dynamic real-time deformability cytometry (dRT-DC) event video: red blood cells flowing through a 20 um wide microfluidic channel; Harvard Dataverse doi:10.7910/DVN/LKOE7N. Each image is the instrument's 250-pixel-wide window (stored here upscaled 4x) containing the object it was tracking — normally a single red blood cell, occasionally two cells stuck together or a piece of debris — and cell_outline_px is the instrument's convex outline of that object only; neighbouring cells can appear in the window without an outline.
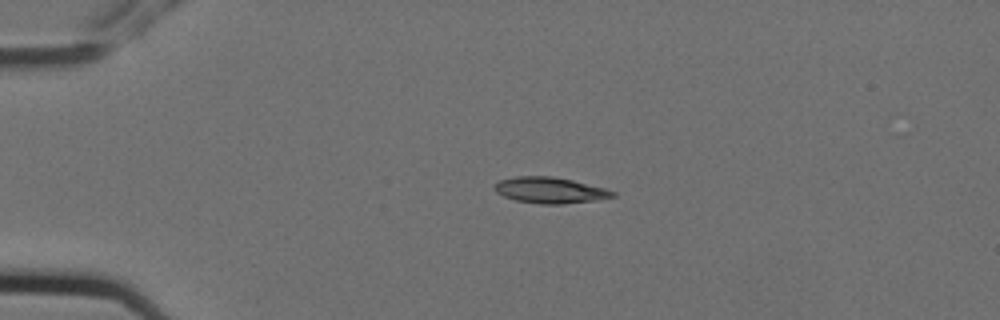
{"species": "Egyptian fruit bat (a non-hibernating species)", "species_latin": "Rousettus aegyptiacus", "temperature_condition": "cold", "stored_images_in_passage": 8, "camera_frame_rate_fps": 3000, "um_per_image_px": 0.085, "animal": {"sex": "female"}, "frame": {"image": 1, "passage_image": 1, "time_ms": 0.0, "image_size_px": [1000, 320], "cell_outline_px": [[616, 196], [596, 200], [564, 204], [540, 204], [516, 200], [504, 196], [496, 192], [496, 184], [500, 180], [516, 176], [552, 176], [572, 180], [604, 188], [616, 192]], "centroid_in_image_um": [46.78, 16.17], "position_along_channel_um": 38.2, "area_um2": 17.74}}
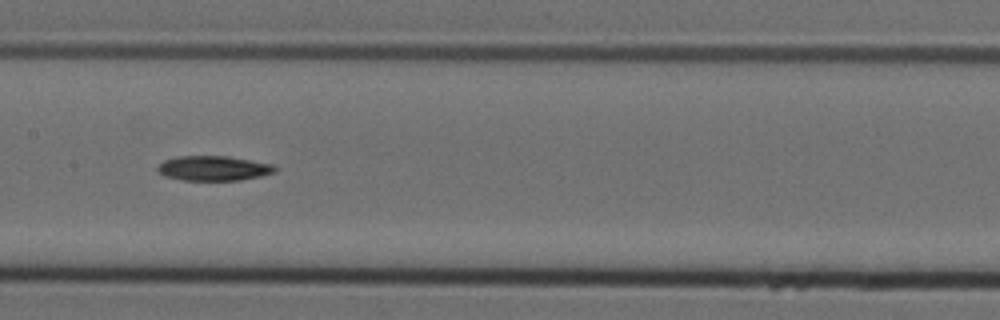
{"frame": {"image": 2, "passage_image": 5, "time_ms": 1.333, "image_size_px": [1000, 320], "cell_outline_px": [[276, 172], [260, 176], [240, 180], [184, 180], [164, 176], [156, 168], [164, 160], [176, 156], [228, 156], [272, 164], [276, 168]], "centroid_in_image_um": [18.14, 14.3], "position_along_channel_um": 189.3, "area_um2": 16.88}}
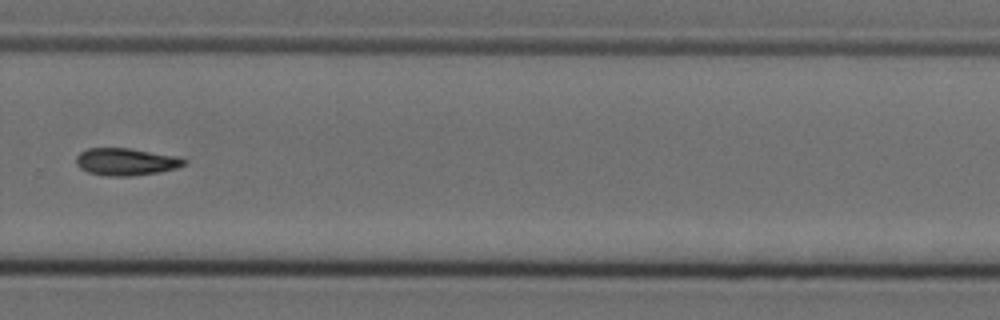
{"frame": {"image": 3, "passage_image": 8, "time_ms": 2.333, "image_size_px": [1000, 320], "cell_outline_px": [[188, 164], [176, 168], [160, 172], [132, 176], [108, 176], [88, 172], [80, 168], [76, 164], [76, 156], [80, 152], [88, 148], [128, 148], [180, 156], [188, 160]], "centroid_in_image_um": [10.76, 13.75], "position_along_channel_um": 319.0, "area_um2": 17.4}}